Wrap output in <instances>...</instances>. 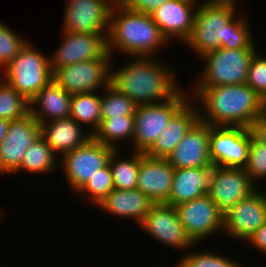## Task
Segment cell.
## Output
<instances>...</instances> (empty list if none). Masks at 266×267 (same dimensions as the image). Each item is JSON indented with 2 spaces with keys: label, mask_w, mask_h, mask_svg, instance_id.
I'll list each match as a JSON object with an SVG mask.
<instances>
[{
  "label": "cell",
  "mask_w": 266,
  "mask_h": 267,
  "mask_svg": "<svg viewBox=\"0 0 266 267\" xmlns=\"http://www.w3.org/2000/svg\"><path fill=\"white\" fill-rule=\"evenodd\" d=\"M191 88V99L200 105L199 120L211 126L249 128L266 112V103L247 83Z\"/></svg>",
  "instance_id": "obj_1"
},
{
  "label": "cell",
  "mask_w": 266,
  "mask_h": 267,
  "mask_svg": "<svg viewBox=\"0 0 266 267\" xmlns=\"http://www.w3.org/2000/svg\"><path fill=\"white\" fill-rule=\"evenodd\" d=\"M131 59L117 69L112 67L111 85L137 106L166 102L181 90L171 63L167 66L156 57Z\"/></svg>",
  "instance_id": "obj_2"
},
{
  "label": "cell",
  "mask_w": 266,
  "mask_h": 267,
  "mask_svg": "<svg viewBox=\"0 0 266 267\" xmlns=\"http://www.w3.org/2000/svg\"><path fill=\"white\" fill-rule=\"evenodd\" d=\"M169 43L151 14L138 13L114 3L110 11L107 51L131 57H155L157 50Z\"/></svg>",
  "instance_id": "obj_3"
},
{
  "label": "cell",
  "mask_w": 266,
  "mask_h": 267,
  "mask_svg": "<svg viewBox=\"0 0 266 267\" xmlns=\"http://www.w3.org/2000/svg\"><path fill=\"white\" fill-rule=\"evenodd\" d=\"M237 4L238 1L233 0H200L195 12L194 27L184 44L199 58L220 48L225 39L226 25L238 13Z\"/></svg>",
  "instance_id": "obj_4"
},
{
  "label": "cell",
  "mask_w": 266,
  "mask_h": 267,
  "mask_svg": "<svg viewBox=\"0 0 266 267\" xmlns=\"http://www.w3.org/2000/svg\"><path fill=\"white\" fill-rule=\"evenodd\" d=\"M0 71L4 73V81L29 102L53 80L49 57L38 52L30 42Z\"/></svg>",
  "instance_id": "obj_5"
},
{
  "label": "cell",
  "mask_w": 266,
  "mask_h": 267,
  "mask_svg": "<svg viewBox=\"0 0 266 267\" xmlns=\"http://www.w3.org/2000/svg\"><path fill=\"white\" fill-rule=\"evenodd\" d=\"M257 49H225L204 54L199 59L205 64L191 87H216L246 84L249 64Z\"/></svg>",
  "instance_id": "obj_6"
},
{
  "label": "cell",
  "mask_w": 266,
  "mask_h": 267,
  "mask_svg": "<svg viewBox=\"0 0 266 267\" xmlns=\"http://www.w3.org/2000/svg\"><path fill=\"white\" fill-rule=\"evenodd\" d=\"M191 98L184 87L171 99L157 104L138 105L134 114L132 151L145 153L168 126L173 115Z\"/></svg>",
  "instance_id": "obj_7"
},
{
  "label": "cell",
  "mask_w": 266,
  "mask_h": 267,
  "mask_svg": "<svg viewBox=\"0 0 266 267\" xmlns=\"http://www.w3.org/2000/svg\"><path fill=\"white\" fill-rule=\"evenodd\" d=\"M112 58L107 51L99 59L59 67L53 80L70 95L102 91L111 85Z\"/></svg>",
  "instance_id": "obj_8"
},
{
  "label": "cell",
  "mask_w": 266,
  "mask_h": 267,
  "mask_svg": "<svg viewBox=\"0 0 266 267\" xmlns=\"http://www.w3.org/2000/svg\"><path fill=\"white\" fill-rule=\"evenodd\" d=\"M114 151L96 141L93 137L84 145L63 154L59 158V169L67 180L69 188L75 195L83 188L88 180L109 162Z\"/></svg>",
  "instance_id": "obj_9"
},
{
  "label": "cell",
  "mask_w": 266,
  "mask_h": 267,
  "mask_svg": "<svg viewBox=\"0 0 266 267\" xmlns=\"http://www.w3.org/2000/svg\"><path fill=\"white\" fill-rule=\"evenodd\" d=\"M187 234L199 245L202 240L223 232V214L209 195L195 198L174 206Z\"/></svg>",
  "instance_id": "obj_10"
},
{
  "label": "cell",
  "mask_w": 266,
  "mask_h": 267,
  "mask_svg": "<svg viewBox=\"0 0 266 267\" xmlns=\"http://www.w3.org/2000/svg\"><path fill=\"white\" fill-rule=\"evenodd\" d=\"M65 5L62 31L108 36L110 0H67Z\"/></svg>",
  "instance_id": "obj_11"
},
{
  "label": "cell",
  "mask_w": 266,
  "mask_h": 267,
  "mask_svg": "<svg viewBox=\"0 0 266 267\" xmlns=\"http://www.w3.org/2000/svg\"><path fill=\"white\" fill-rule=\"evenodd\" d=\"M251 131L244 127L211 126L213 166L244 168L248 162Z\"/></svg>",
  "instance_id": "obj_12"
},
{
  "label": "cell",
  "mask_w": 266,
  "mask_h": 267,
  "mask_svg": "<svg viewBox=\"0 0 266 267\" xmlns=\"http://www.w3.org/2000/svg\"><path fill=\"white\" fill-rule=\"evenodd\" d=\"M139 226L167 247L182 251L196 246L180 222L174 206L169 204L154 203Z\"/></svg>",
  "instance_id": "obj_13"
},
{
  "label": "cell",
  "mask_w": 266,
  "mask_h": 267,
  "mask_svg": "<svg viewBox=\"0 0 266 267\" xmlns=\"http://www.w3.org/2000/svg\"><path fill=\"white\" fill-rule=\"evenodd\" d=\"M257 188L244 168L213 166L208 195L224 215Z\"/></svg>",
  "instance_id": "obj_14"
},
{
  "label": "cell",
  "mask_w": 266,
  "mask_h": 267,
  "mask_svg": "<svg viewBox=\"0 0 266 267\" xmlns=\"http://www.w3.org/2000/svg\"><path fill=\"white\" fill-rule=\"evenodd\" d=\"M265 221L266 193L257 188L223 215V233L246 242Z\"/></svg>",
  "instance_id": "obj_15"
},
{
  "label": "cell",
  "mask_w": 266,
  "mask_h": 267,
  "mask_svg": "<svg viewBox=\"0 0 266 267\" xmlns=\"http://www.w3.org/2000/svg\"><path fill=\"white\" fill-rule=\"evenodd\" d=\"M62 41L49 55V65L54 73L59 67L99 59L107 52L105 34L73 33L62 31Z\"/></svg>",
  "instance_id": "obj_16"
},
{
  "label": "cell",
  "mask_w": 266,
  "mask_h": 267,
  "mask_svg": "<svg viewBox=\"0 0 266 267\" xmlns=\"http://www.w3.org/2000/svg\"><path fill=\"white\" fill-rule=\"evenodd\" d=\"M40 136V124L29 113L11 121L6 138L0 144V175L13 174L27 148Z\"/></svg>",
  "instance_id": "obj_17"
},
{
  "label": "cell",
  "mask_w": 266,
  "mask_h": 267,
  "mask_svg": "<svg viewBox=\"0 0 266 267\" xmlns=\"http://www.w3.org/2000/svg\"><path fill=\"white\" fill-rule=\"evenodd\" d=\"M200 0H168L152 13V19L162 34L171 41L184 44L194 27L195 12Z\"/></svg>",
  "instance_id": "obj_18"
},
{
  "label": "cell",
  "mask_w": 266,
  "mask_h": 267,
  "mask_svg": "<svg viewBox=\"0 0 266 267\" xmlns=\"http://www.w3.org/2000/svg\"><path fill=\"white\" fill-rule=\"evenodd\" d=\"M211 125L198 120L166 158L174 169L212 167Z\"/></svg>",
  "instance_id": "obj_19"
},
{
  "label": "cell",
  "mask_w": 266,
  "mask_h": 267,
  "mask_svg": "<svg viewBox=\"0 0 266 267\" xmlns=\"http://www.w3.org/2000/svg\"><path fill=\"white\" fill-rule=\"evenodd\" d=\"M175 169L166 158H155L140 152V168L136 189L154 203H166L172 189Z\"/></svg>",
  "instance_id": "obj_20"
},
{
  "label": "cell",
  "mask_w": 266,
  "mask_h": 267,
  "mask_svg": "<svg viewBox=\"0 0 266 267\" xmlns=\"http://www.w3.org/2000/svg\"><path fill=\"white\" fill-rule=\"evenodd\" d=\"M192 102V103H191ZM198 104L190 98L170 119L154 144L145 152L155 158H167L184 135L199 120Z\"/></svg>",
  "instance_id": "obj_21"
},
{
  "label": "cell",
  "mask_w": 266,
  "mask_h": 267,
  "mask_svg": "<svg viewBox=\"0 0 266 267\" xmlns=\"http://www.w3.org/2000/svg\"><path fill=\"white\" fill-rule=\"evenodd\" d=\"M82 126L69 117L40 124V135L60 158L63 154L84 145L92 138V134L85 133Z\"/></svg>",
  "instance_id": "obj_22"
},
{
  "label": "cell",
  "mask_w": 266,
  "mask_h": 267,
  "mask_svg": "<svg viewBox=\"0 0 266 267\" xmlns=\"http://www.w3.org/2000/svg\"><path fill=\"white\" fill-rule=\"evenodd\" d=\"M71 98L52 80L30 100V114L39 124L69 118Z\"/></svg>",
  "instance_id": "obj_23"
},
{
  "label": "cell",
  "mask_w": 266,
  "mask_h": 267,
  "mask_svg": "<svg viewBox=\"0 0 266 267\" xmlns=\"http://www.w3.org/2000/svg\"><path fill=\"white\" fill-rule=\"evenodd\" d=\"M212 171L213 166L175 169L166 204L176 206L208 194Z\"/></svg>",
  "instance_id": "obj_24"
},
{
  "label": "cell",
  "mask_w": 266,
  "mask_h": 267,
  "mask_svg": "<svg viewBox=\"0 0 266 267\" xmlns=\"http://www.w3.org/2000/svg\"><path fill=\"white\" fill-rule=\"evenodd\" d=\"M153 204L154 202L139 189L114 188L97 208L100 207L112 216L135 220L139 226Z\"/></svg>",
  "instance_id": "obj_25"
},
{
  "label": "cell",
  "mask_w": 266,
  "mask_h": 267,
  "mask_svg": "<svg viewBox=\"0 0 266 267\" xmlns=\"http://www.w3.org/2000/svg\"><path fill=\"white\" fill-rule=\"evenodd\" d=\"M70 118L78 124L86 125L87 132L92 135L99 128L102 113H101V94L94 92L80 93L72 95L70 102Z\"/></svg>",
  "instance_id": "obj_26"
},
{
  "label": "cell",
  "mask_w": 266,
  "mask_h": 267,
  "mask_svg": "<svg viewBox=\"0 0 266 267\" xmlns=\"http://www.w3.org/2000/svg\"><path fill=\"white\" fill-rule=\"evenodd\" d=\"M57 164V165H56ZM59 166V157L48 146L40 135L31 146L27 148L21 161V166L14 172L20 171L31 174H48Z\"/></svg>",
  "instance_id": "obj_27"
},
{
  "label": "cell",
  "mask_w": 266,
  "mask_h": 267,
  "mask_svg": "<svg viewBox=\"0 0 266 267\" xmlns=\"http://www.w3.org/2000/svg\"><path fill=\"white\" fill-rule=\"evenodd\" d=\"M134 127V116H121L112 117L109 119H101L100 126L94 132L92 137L99 143L111 147L114 150H121V148H119V143L129 140V142L132 144Z\"/></svg>",
  "instance_id": "obj_28"
},
{
  "label": "cell",
  "mask_w": 266,
  "mask_h": 267,
  "mask_svg": "<svg viewBox=\"0 0 266 267\" xmlns=\"http://www.w3.org/2000/svg\"><path fill=\"white\" fill-rule=\"evenodd\" d=\"M122 150H114L109 158L115 189H136L140 168V152H130V157H119Z\"/></svg>",
  "instance_id": "obj_29"
},
{
  "label": "cell",
  "mask_w": 266,
  "mask_h": 267,
  "mask_svg": "<svg viewBox=\"0 0 266 267\" xmlns=\"http://www.w3.org/2000/svg\"><path fill=\"white\" fill-rule=\"evenodd\" d=\"M29 113V101L0 77V118L13 121Z\"/></svg>",
  "instance_id": "obj_30"
},
{
  "label": "cell",
  "mask_w": 266,
  "mask_h": 267,
  "mask_svg": "<svg viewBox=\"0 0 266 267\" xmlns=\"http://www.w3.org/2000/svg\"><path fill=\"white\" fill-rule=\"evenodd\" d=\"M237 14L227 25L225 39L221 48L225 49H257L253 42V35L248 16Z\"/></svg>",
  "instance_id": "obj_31"
},
{
  "label": "cell",
  "mask_w": 266,
  "mask_h": 267,
  "mask_svg": "<svg viewBox=\"0 0 266 267\" xmlns=\"http://www.w3.org/2000/svg\"><path fill=\"white\" fill-rule=\"evenodd\" d=\"M103 92L101 94L102 119L134 116L137 105L130 98L120 93L112 85L105 88Z\"/></svg>",
  "instance_id": "obj_32"
},
{
  "label": "cell",
  "mask_w": 266,
  "mask_h": 267,
  "mask_svg": "<svg viewBox=\"0 0 266 267\" xmlns=\"http://www.w3.org/2000/svg\"><path fill=\"white\" fill-rule=\"evenodd\" d=\"M113 189L112 171L108 163L91 177L77 194L86 196L89 204L97 207Z\"/></svg>",
  "instance_id": "obj_33"
},
{
  "label": "cell",
  "mask_w": 266,
  "mask_h": 267,
  "mask_svg": "<svg viewBox=\"0 0 266 267\" xmlns=\"http://www.w3.org/2000/svg\"><path fill=\"white\" fill-rule=\"evenodd\" d=\"M177 263L181 267H241L239 262L232 260L218 253L206 252H192L187 250L182 258Z\"/></svg>",
  "instance_id": "obj_34"
},
{
  "label": "cell",
  "mask_w": 266,
  "mask_h": 267,
  "mask_svg": "<svg viewBox=\"0 0 266 267\" xmlns=\"http://www.w3.org/2000/svg\"><path fill=\"white\" fill-rule=\"evenodd\" d=\"M28 41L0 21V69H4Z\"/></svg>",
  "instance_id": "obj_35"
},
{
  "label": "cell",
  "mask_w": 266,
  "mask_h": 267,
  "mask_svg": "<svg viewBox=\"0 0 266 267\" xmlns=\"http://www.w3.org/2000/svg\"><path fill=\"white\" fill-rule=\"evenodd\" d=\"M251 181L258 187L266 179V145L257 142L251 135L248 151V162L244 167ZM262 180V181H261Z\"/></svg>",
  "instance_id": "obj_36"
},
{
  "label": "cell",
  "mask_w": 266,
  "mask_h": 267,
  "mask_svg": "<svg viewBox=\"0 0 266 267\" xmlns=\"http://www.w3.org/2000/svg\"><path fill=\"white\" fill-rule=\"evenodd\" d=\"M257 51L249 64L247 84L266 103V57Z\"/></svg>",
  "instance_id": "obj_37"
},
{
  "label": "cell",
  "mask_w": 266,
  "mask_h": 267,
  "mask_svg": "<svg viewBox=\"0 0 266 267\" xmlns=\"http://www.w3.org/2000/svg\"><path fill=\"white\" fill-rule=\"evenodd\" d=\"M168 0H118L123 7L138 13L151 14Z\"/></svg>",
  "instance_id": "obj_38"
},
{
  "label": "cell",
  "mask_w": 266,
  "mask_h": 267,
  "mask_svg": "<svg viewBox=\"0 0 266 267\" xmlns=\"http://www.w3.org/2000/svg\"><path fill=\"white\" fill-rule=\"evenodd\" d=\"M252 137L266 145V112L257 117L249 127Z\"/></svg>",
  "instance_id": "obj_39"
},
{
  "label": "cell",
  "mask_w": 266,
  "mask_h": 267,
  "mask_svg": "<svg viewBox=\"0 0 266 267\" xmlns=\"http://www.w3.org/2000/svg\"><path fill=\"white\" fill-rule=\"evenodd\" d=\"M247 242L266 255V221L247 239Z\"/></svg>",
  "instance_id": "obj_40"
},
{
  "label": "cell",
  "mask_w": 266,
  "mask_h": 267,
  "mask_svg": "<svg viewBox=\"0 0 266 267\" xmlns=\"http://www.w3.org/2000/svg\"><path fill=\"white\" fill-rule=\"evenodd\" d=\"M11 121L0 118V144L6 138Z\"/></svg>",
  "instance_id": "obj_41"
},
{
  "label": "cell",
  "mask_w": 266,
  "mask_h": 267,
  "mask_svg": "<svg viewBox=\"0 0 266 267\" xmlns=\"http://www.w3.org/2000/svg\"><path fill=\"white\" fill-rule=\"evenodd\" d=\"M1 213H3V212L0 210V223H1V219L3 218L2 217L3 215H1Z\"/></svg>",
  "instance_id": "obj_42"
},
{
  "label": "cell",
  "mask_w": 266,
  "mask_h": 267,
  "mask_svg": "<svg viewBox=\"0 0 266 267\" xmlns=\"http://www.w3.org/2000/svg\"><path fill=\"white\" fill-rule=\"evenodd\" d=\"M113 4L118 2V0H110Z\"/></svg>",
  "instance_id": "obj_43"
},
{
  "label": "cell",
  "mask_w": 266,
  "mask_h": 267,
  "mask_svg": "<svg viewBox=\"0 0 266 267\" xmlns=\"http://www.w3.org/2000/svg\"><path fill=\"white\" fill-rule=\"evenodd\" d=\"M174 267H181L178 263Z\"/></svg>",
  "instance_id": "obj_44"
}]
</instances>
